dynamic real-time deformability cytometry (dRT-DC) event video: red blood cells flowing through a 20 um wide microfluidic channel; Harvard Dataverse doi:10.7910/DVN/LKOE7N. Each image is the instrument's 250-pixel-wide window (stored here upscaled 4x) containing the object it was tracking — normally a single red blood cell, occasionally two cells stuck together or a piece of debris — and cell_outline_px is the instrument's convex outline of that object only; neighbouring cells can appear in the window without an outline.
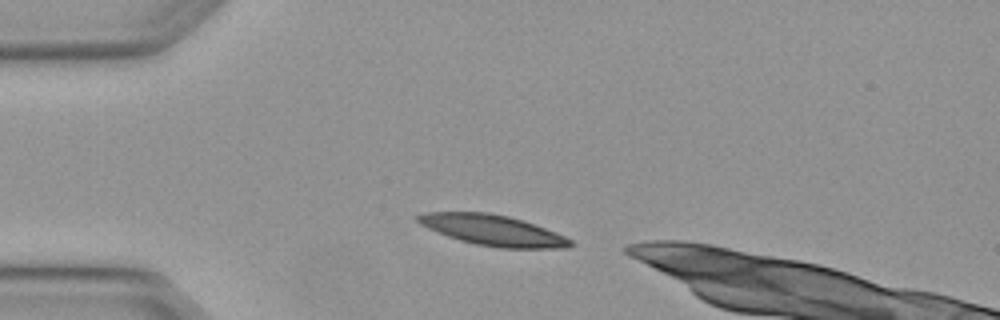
{"species": "Egyptian fruit bat (a non-hibernating species)", "species_latin": "Rousettus aegyptiacus", "temperature_condition": "warm", "stored_images_in_passage": 3, "camera_frame_rate_fps": 3000, "um_per_image_px": 0.085, "animal": {"sex": "female"}, "frame": {"image": 1, "passage_image": 1, "time_ms": 0.0, "image_size_px": [1000, 320], "cell_outline_px": [[572, 244], [568, 248], [500, 248], [476, 244], [460, 240], [448, 236], [428, 228], [420, 224], [412, 216], [424, 212], [488, 212], [508, 216], [556, 232], [572, 240]], "centroid_in_image_um": [41.84, 19.56], "position_along_channel_um": 43.2, "area_um2": 27.05}}
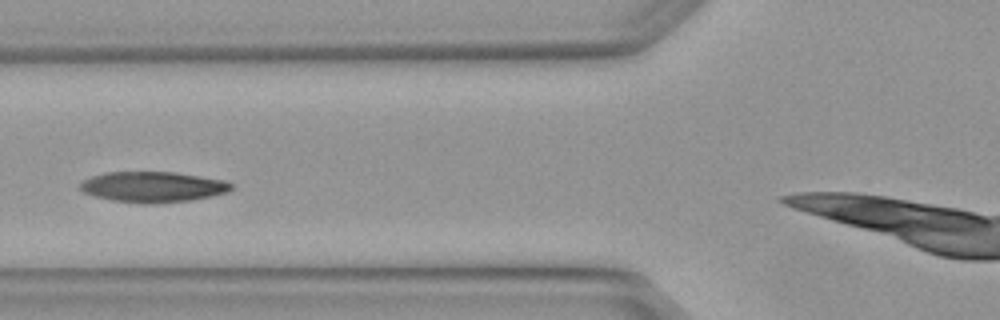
{"frame": {"image": 2, "passage_image": 3, "time_ms": 0.667, "image_size_px": [1000, 320], "cell_outline_px": [[232, 188], [228, 192], [212, 196], [192, 200], [152, 204], [144, 204], [112, 200], [96, 196], [84, 192], [80, 188], [80, 184], [84, 180], [92, 176], [104, 172], [176, 172], [224, 180], [232, 184]], "centroid_in_image_um": [13.02, 15.89], "position_along_channel_um": 112.8, "area_um2": 26.93}}